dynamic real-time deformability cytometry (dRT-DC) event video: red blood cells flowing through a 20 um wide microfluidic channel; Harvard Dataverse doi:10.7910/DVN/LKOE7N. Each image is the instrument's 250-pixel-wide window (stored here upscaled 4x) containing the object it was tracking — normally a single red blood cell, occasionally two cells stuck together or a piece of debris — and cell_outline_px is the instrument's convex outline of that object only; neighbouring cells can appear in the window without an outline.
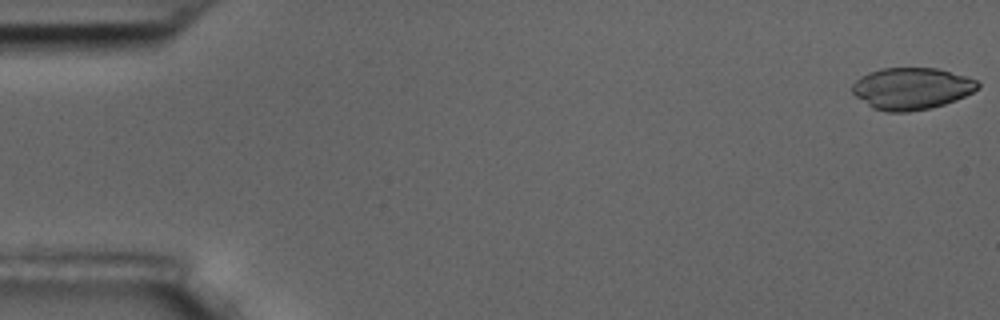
{"species": "common noctule bat (a hibernating species)", "species_latin": "Nyctalus noctula", "temperature_condition": "room temperature", "stored_images_in_passage": 56, "camera_frame_rate_fps": 3000, "um_per_image_px": 0.085, "animal": {"sex": "male", "body_mass_g": 17.5, "forearm_length_mm": 52.3}, "frame": {"image": 1, "passage_image": 1, "time_ms": 0.0, "image_size_px": [1000, 320], "cell_outline_px": [[980, 88], [956, 100], [944, 104], [928, 108], [908, 112], [884, 112], [872, 108], [856, 96], [852, 92], [852, 84], [856, 80], [868, 72], [880, 68], [936, 68], [964, 76], [976, 80], [980, 84]], "centroid_in_image_um": [77.46, 7.53], "position_along_channel_um": 7.5, "area_um2": 30.52}}